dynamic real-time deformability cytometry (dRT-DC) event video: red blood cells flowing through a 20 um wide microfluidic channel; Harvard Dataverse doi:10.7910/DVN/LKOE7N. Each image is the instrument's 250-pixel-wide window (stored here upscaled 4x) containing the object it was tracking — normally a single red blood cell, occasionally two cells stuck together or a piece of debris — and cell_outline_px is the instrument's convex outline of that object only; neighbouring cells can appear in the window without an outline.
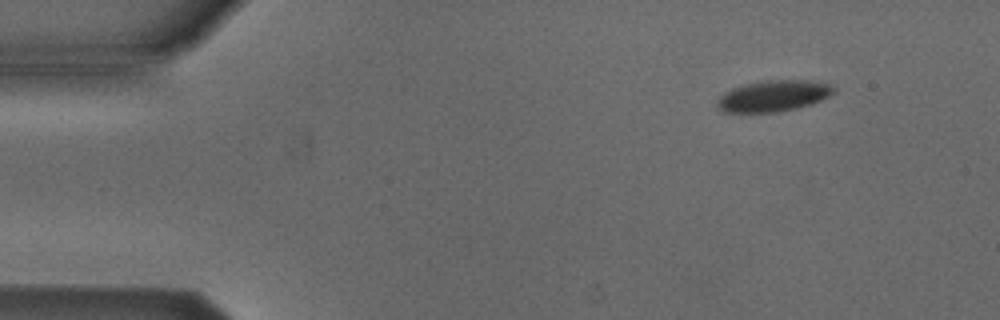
{"species": "Egyptian fruit bat (a non-hibernating species)", "species_latin": "Rousettus aegyptiacus", "temperature_condition": "cold", "stored_images_in_passage": 39, "camera_frame_rate_fps": 3000, "um_per_image_px": 0.085, "animal": {"sex": "male"}, "frame": {"image": 1, "passage_image": 1, "time_ms": 0.0, "image_size_px": [1000, 320], "cell_outline_px": [[836, 92], [812, 104], [796, 108], [776, 112], [724, 112], [716, 104], [720, 96], [724, 92], [732, 88], [764, 80], [804, 80], [828, 84], [836, 88]], "centroid_in_image_um": [65.75, 8.15], "position_along_channel_um": 19.3, "area_um2": 20.92}}
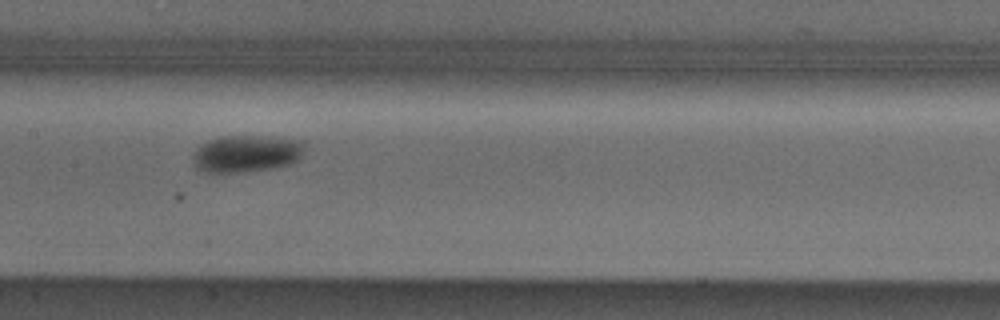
{"frame": {"image": 2, "passage_image": 21, "time_ms": 6.667, "image_size_px": [1000, 320], "cell_outline_px": [[304, 144], [300, 156], [296, 160], [288, 164], [272, 168], [236, 172], [208, 172], [196, 168], [192, 156], [208, 140], [220, 136], [264, 136], [304, 140]], "centroid_in_image_um": [20.96, 13.04], "position_along_channel_um": 186.4, "area_um2": 23.7}}
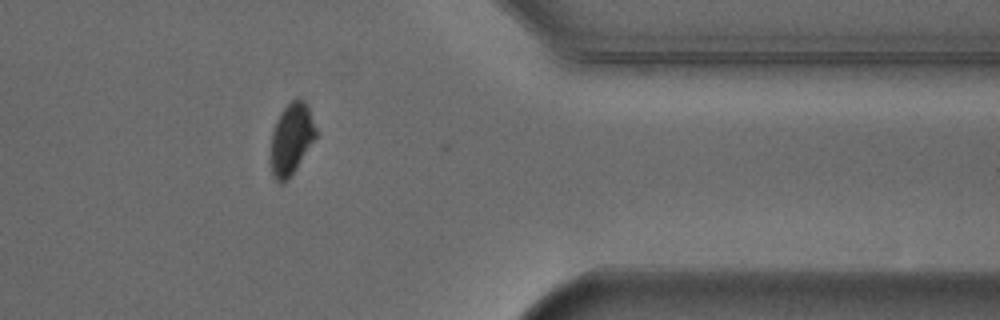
{"frame": {"image": 3, "passage_image": 38, "time_ms": 12.333, "image_size_px": [1000, 320], "cell_outline_px": [[316, 136], [284, 184], [280, 184], [272, 176], [272, 132], [276, 120], [280, 112], [296, 96], [300, 96], [308, 104], [316, 128]], "centroid_in_image_um": [24.77, 11.73], "position_along_channel_um": 386.6, "area_um2": 18.44}, "authors_computed_cell_mechanics": {"area_um2": 22.9466, "velocity_mm_per_s": 3.8435, "shape_relaxation_time_tau1_ms": 2.0619, "shape_relaxation_time_tau2_ms": null, "deformation_change_tau1": 0.0672, "deformation_change_tau2": null}}